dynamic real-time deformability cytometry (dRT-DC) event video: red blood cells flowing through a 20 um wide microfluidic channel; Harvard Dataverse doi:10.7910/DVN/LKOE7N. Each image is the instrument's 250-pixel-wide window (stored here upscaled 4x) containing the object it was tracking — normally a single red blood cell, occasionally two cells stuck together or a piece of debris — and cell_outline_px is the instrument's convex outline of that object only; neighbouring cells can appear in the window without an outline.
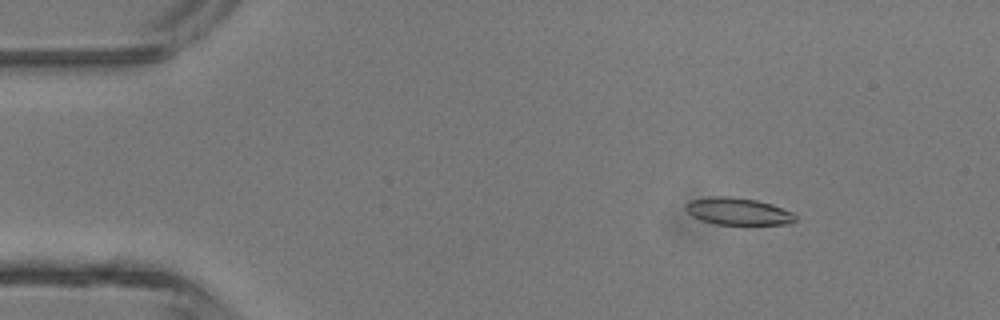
{"species": "common noctule bat (a hibernating species)", "species_latin": "Nyctalus noctula", "temperature_condition": "room temperature", "stored_images_in_passage": 46, "camera_frame_rate_fps": 3000, "um_per_image_px": 0.085, "animal": {"sex": "male", "body_mass_g": 13.3}, "frame": {"image": 1, "passage_image": 7, "time_ms": 2.0, "image_size_px": [1000, 320], "cell_outline_px": [[796, 220], [792, 224], [716, 224], [700, 220], [692, 216], [684, 208], [688, 200], [708, 196], [732, 196], [756, 200], [772, 204], [792, 212], [796, 216]], "centroid_in_image_um": [62.7, 17.95], "position_along_channel_um": 22.3, "area_um2": 17.51}}
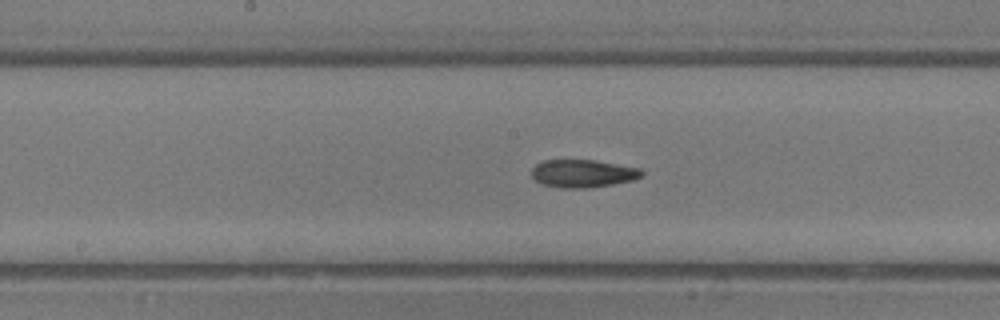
{"frame": {"image": 2, "passage_image": 24, "time_ms": 7.667, "image_size_px": [1000, 320], "cell_outline_px": [[644, 172], [640, 176], [632, 180], [612, 184], [588, 188], [560, 188], [544, 184], [536, 180], [532, 176], [532, 168], [536, 164], [544, 160], [592, 160], [640, 168]], "centroid_in_image_um": [49.52, 14.74], "position_along_channel_um": 198.7, "area_um2": 17.63}}
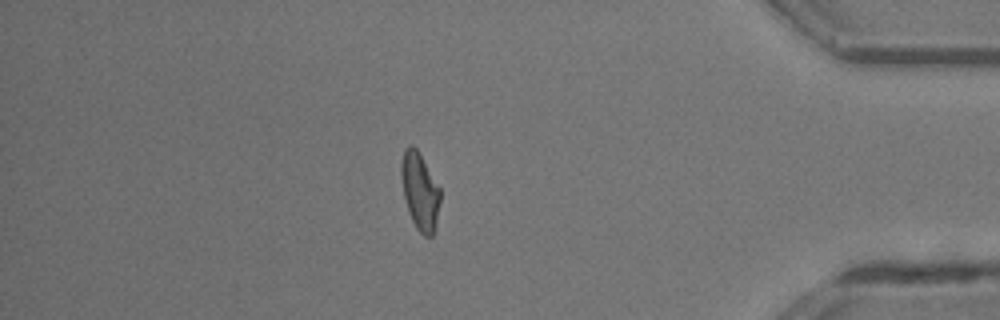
{"frame": {"image": 3, "passage_image": 40, "time_ms": 13.0, "image_size_px": [1000, 320], "cell_outline_px": [[440, 200], [436, 220], [432, 236], [424, 236], [416, 228], [408, 212], [404, 196], [400, 176], [400, 164], [404, 148], [408, 144], [412, 144], [416, 148], [440, 188]], "centroid_in_image_um": [35.66, 16.21], "position_along_channel_um": 399.5, "area_um2": 17.46}, "authors_computed_cell_mechanics": {"area_um2": 17.918, "velocity_mm_per_s": 4.5171, "shape_relaxation_time_tau1_ms": 4.4711, "shape_relaxation_time_tau2_ms": 3.2349, "deformation_change_tau1": 0.1668, "deformation_change_tau2": 0.115}}